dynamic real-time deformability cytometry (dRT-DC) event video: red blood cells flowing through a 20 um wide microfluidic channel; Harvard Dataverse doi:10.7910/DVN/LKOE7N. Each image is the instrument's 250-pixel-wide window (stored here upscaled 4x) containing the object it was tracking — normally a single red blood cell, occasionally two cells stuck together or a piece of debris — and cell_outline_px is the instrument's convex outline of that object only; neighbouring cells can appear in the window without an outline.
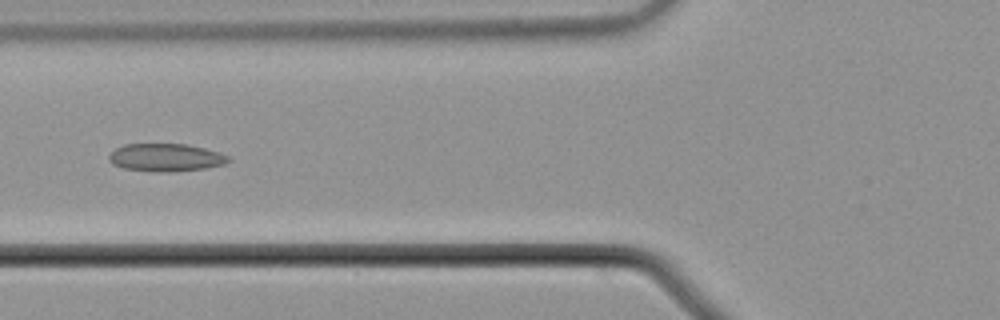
{"species": "common noctule bat (a hibernating species)", "species_latin": "Nyctalus noctula", "temperature_condition": "cold", "stored_images_in_passage": 48, "camera_frame_rate_fps": 3000, "um_per_image_px": 0.085, "animal": {"sex": "male", "body_mass_g": 21.5, "forearm_length_mm": 52.0}, "frame": {"image": 1, "passage_image": 14, "time_ms": 4.333, "image_size_px": [1000, 320], "cell_outline_px": [[228, 160], [224, 164], [204, 168], [172, 172], [156, 172], [124, 168], [112, 164], [108, 160], [108, 156], [116, 148], [124, 144], [184, 144], [204, 148], [220, 152], [228, 156]], "centroid_in_image_um": [14.05, 13.39], "position_along_channel_um": 111.7, "area_um2": 19.25}}
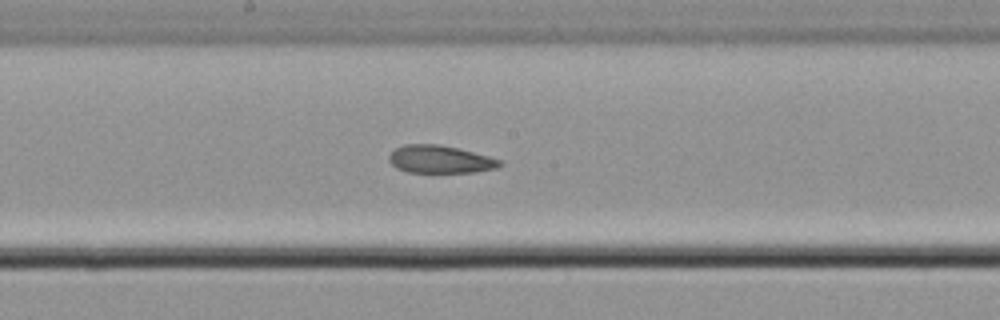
{"frame": {"image": 2, "passage_image": 22, "time_ms": 7.0, "image_size_px": [1000, 320], "cell_outline_px": [[504, 164], [496, 168], [476, 172], [408, 172], [396, 168], [388, 160], [388, 156], [396, 148], [404, 144], [440, 144], [488, 156], [500, 160]], "centroid_in_image_um": [37.39, 13.54], "position_along_channel_um": 210.8, "area_um2": 17.8}}
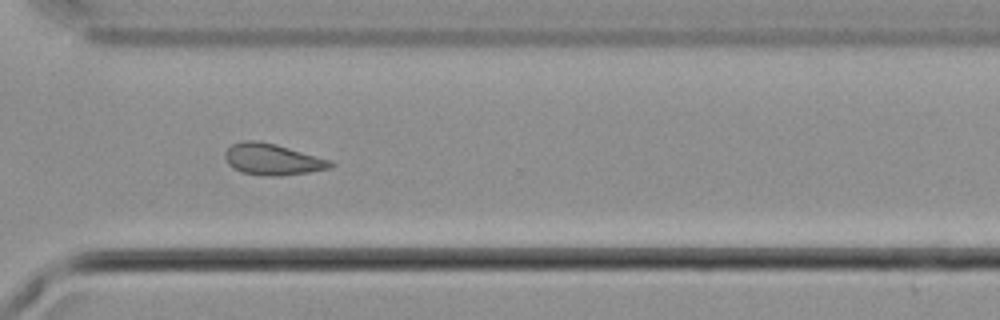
{"frame": {"image": 3, "passage_image": 33, "time_ms": 10.667, "image_size_px": [1000, 320], "cell_outline_px": [[336, 164], [332, 168], [284, 176], [264, 176], [240, 172], [228, 164], [224, 156], [224, 152], [232, 144], [244, 140], [256, 140], [276, 144], [332, 160]], "centroid_in_image_um": [23.18, 13.55], "position_along_channel_um": 347.4, "area_um2": 19.54}, "authors_computed_cell_mechanics": {"area_um2": 19.2185, "velocity_mm_per_s": 3.712, "shape_relaxation_time_tau1_ms": null, "shape_relaxation_time_tau2_ms": 3.7796, "deformation_change_tau1": null, "deformation_change_tau2": 0.0882}}